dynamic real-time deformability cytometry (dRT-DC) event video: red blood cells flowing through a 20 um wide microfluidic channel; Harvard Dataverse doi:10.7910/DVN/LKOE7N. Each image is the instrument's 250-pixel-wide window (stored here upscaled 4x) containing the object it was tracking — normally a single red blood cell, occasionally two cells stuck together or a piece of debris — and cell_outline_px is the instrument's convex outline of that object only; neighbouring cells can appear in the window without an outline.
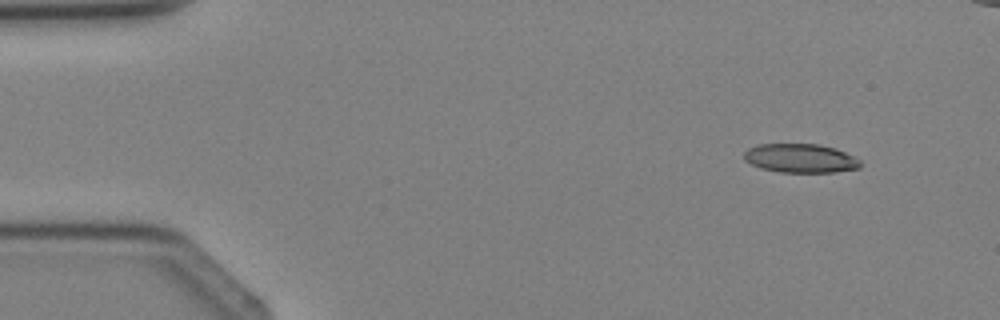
{"species": "Egyptian fruit bat (a non-hibernating species)", "species_latin": "Rousettus aegyptiacus", "temperature_condition": "cold", "stored_images_in_passage": 4, "camera_frame_rate_fps": 3000, "um_per_image_px": 0.085, "animal": {"sex": "female"}, "frame": {"image": 1, "passage_image": 1, "time_ms": 0.0, "image_size_px": [1000, 320], "cell_outline_px": [[860, 168], [832, 172], [780, 172], [760, 168], [744, 160], [744, 152], [748, 148], [756, 144], [820, 144], [856, 156], [860, 160]], "centroid_in_image_um": [68.02, 13.45], "position_along_channel_um": 17.0, "area_um2": 19.59}}